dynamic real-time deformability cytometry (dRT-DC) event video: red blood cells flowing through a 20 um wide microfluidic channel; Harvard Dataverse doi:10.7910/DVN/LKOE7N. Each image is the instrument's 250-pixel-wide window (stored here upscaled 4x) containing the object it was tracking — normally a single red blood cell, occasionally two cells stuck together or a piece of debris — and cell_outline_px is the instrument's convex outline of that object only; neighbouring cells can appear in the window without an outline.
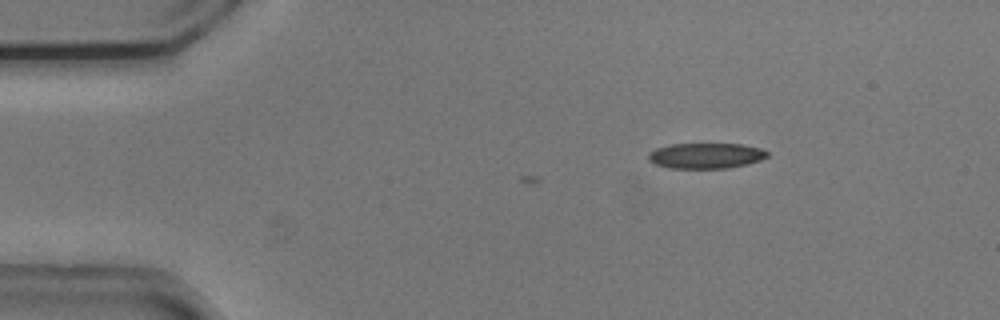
{"species": "common noctule bat (a hibernating species)", "species_latin": "Nyctalus noctula", "temperature_condition": "cold", "stored_images_in_passage": 2, "camera_frame_rate_fps": 3000, "um_per_image_px": 0.085, "animal": {"sex": "male", "body_mass_g": 20.5, "forearm_length_mm": 52.5}, "frame": {"image": 1, "passage_image": 2, "time_ms": 0.333, "image_size_px": [1000, 320], "cell_outline_px": [[768, 156], [760, 160], [748, 164], [728, 168], [668, 168], [656, 164], [648, 160], [648, 152], [656, 148], [672, 144], [740, 144], [760, 148], [768, 152]], "centroid_in_image_um": [59.98, 13.24], "position_along_channel_um": 25.0, "area_um2": 17.69}}